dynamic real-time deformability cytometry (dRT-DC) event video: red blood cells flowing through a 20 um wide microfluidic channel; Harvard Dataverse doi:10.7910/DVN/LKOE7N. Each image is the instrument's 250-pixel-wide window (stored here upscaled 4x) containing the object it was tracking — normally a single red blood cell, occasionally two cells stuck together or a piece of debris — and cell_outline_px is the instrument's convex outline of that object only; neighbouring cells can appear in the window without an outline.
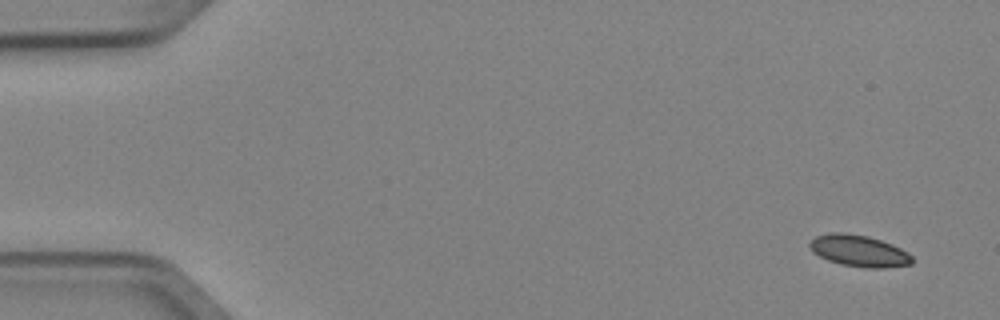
{"species": "Egyptian fruit bat (a non-hibernating species)", "species_latin": "Rousettus aegyptiacus", "temperature_condition": "cold", "stored_images_in_passage": 5, "camera_frame_rate_fps": 3000, "um_per_image_px": 0.085, "animal": {"sex": "female"}, "frame": {"image": 1, "passage_image": 1, "time_ms": 0.0, "image_size_px": [1000, 320], "cell_outline_px": [[912, 264], [884, 268], [864, 268], [840, 264], [828, 260], [812, 252], [808, 244], [816, 236], [832, 232], [844, 232], [868, 236], [892, 244], [908, 252], [912, 256]], "centroid_in_image_um": [73.01, 21.32], "position_along_channel_um": 12.0, "area_um2": 18.9}}
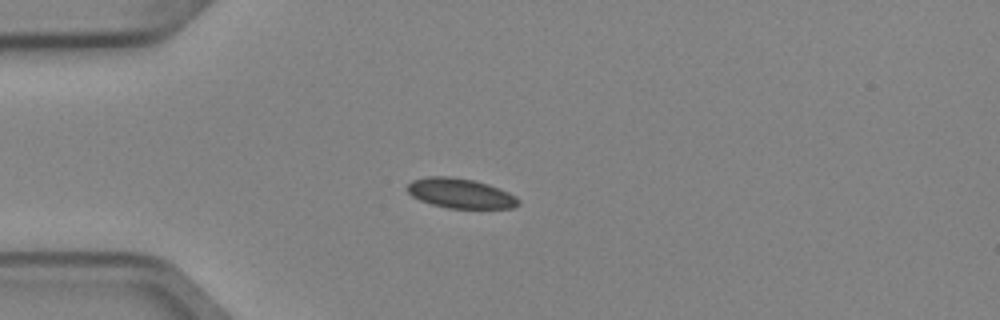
{"frame": {"image": 2, "passage_image": 4, "time_ms": 1.0, "image_size_px": [1000, 320], "cell_outline_px": [[520, 204], [512, 208], [448, 208], [432, 204], [420, 200], [412, 196], [408, 192], [408, 184], [412, 180], [428, 176], [452, 176], [472, 180], [488, 184], [508, 192], [516, 196], [520, 200]], "centroid_in_image_um": [39.14, 16.43], "position_along_channel_um": 45.9, "area_um2": 19.25}}